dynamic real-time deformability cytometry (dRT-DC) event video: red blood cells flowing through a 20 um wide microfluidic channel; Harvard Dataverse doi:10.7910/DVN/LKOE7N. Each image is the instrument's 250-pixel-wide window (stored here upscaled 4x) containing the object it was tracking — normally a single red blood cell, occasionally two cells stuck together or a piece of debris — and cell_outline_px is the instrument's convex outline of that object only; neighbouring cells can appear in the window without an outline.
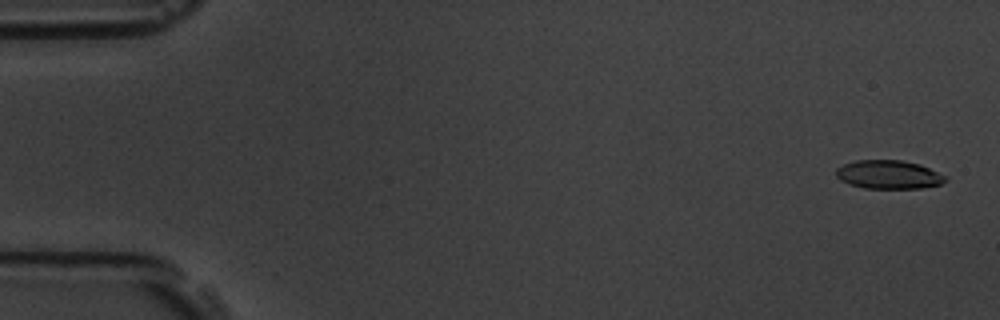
{"species": "common noctule bat (a hibernating species)", "species_latin": "Nyctalus noctula", "temperature_condition": "room temperature", "stored_images_in_passage": 58, "camera_frame_rate_fps": 3000, "um_per_image_px": 0.085, "animal": {"sex": "male", "body_mass_g": 19.5, "forearm_length_mm": 54.6}, "frame": {"image": 1, "passage_image": 2, "time_ms": 0.333, "image_size_px": [1000, 320], "cell_outline_px": [[948, 180], [940, 184], [920, 188], [864, 188], [848, 184], [840, 180], [836, 176], [836, 168], [844, 164], [856, 160], [900, 160], [920, 164], [948, 176]], "centroid_in_image_um": [75.54, 14.84], "position_along_channel_um": 9.5, "area_um2": 18.32}}
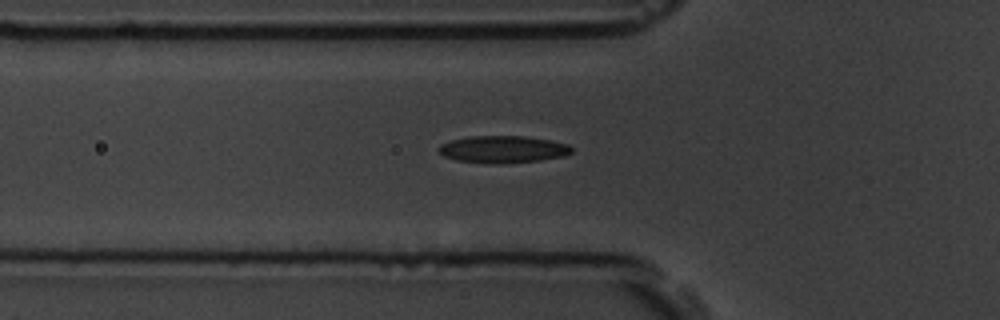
{"frame": {"image": 2, "passage_image": 20, "time_ms": 6.333, "image_size_px": [1000, 320], "cell_outline_px": [[572, 152], [564, 156], [540, 160], [500, 164], [492, 164], [456, 160], [444, 156], [436, 148], [440, 144], [452, 140], [468, 136], [524, 136], [548, 140], [568, 144], [572, 148]], "centroid_in_image_um": [42.72, 12.69], "position_along_channel_um": 83.1, "area_um2": 21.04}}
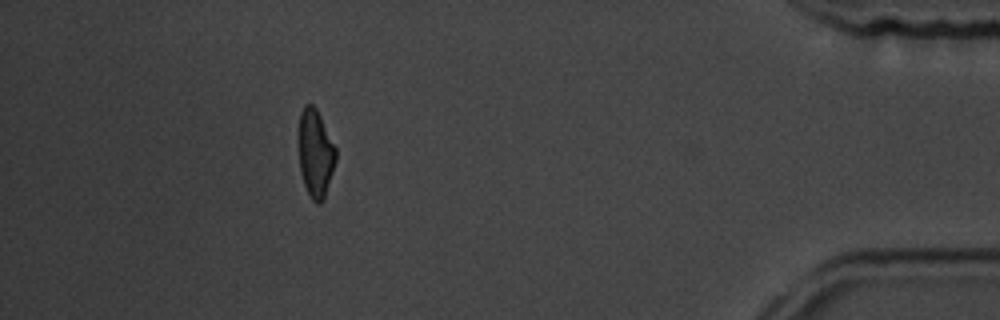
{"frame": {"image": 3, "passage_image": 52, "time_ms": 17.0, "image_size_px": [1000, 320], "cell_outline_px": [[336, 160], [324, 200], [320, 204], [316, 204], [312, 200], [304, 184], [300, 172], [300, 112], [304, 104], [312, 104], [316, 108], [336, 148]], "centroid_in_image_um": [26.83, 13.06], "position_along_channel_um": 408.4, "area_um2": 18.73}, "authors_computed_cell_mechanics": {"area_um2": 20.0277, "velocity_mm_per_s": 3.5556, "shape_relaxation_time_tau1_ms": 3.5174, "shape_relaxation_time_tau2_ms": 2.2249, "deformation_change_tau1": 0.1262, "deformation_change_tau2": 0.091}}